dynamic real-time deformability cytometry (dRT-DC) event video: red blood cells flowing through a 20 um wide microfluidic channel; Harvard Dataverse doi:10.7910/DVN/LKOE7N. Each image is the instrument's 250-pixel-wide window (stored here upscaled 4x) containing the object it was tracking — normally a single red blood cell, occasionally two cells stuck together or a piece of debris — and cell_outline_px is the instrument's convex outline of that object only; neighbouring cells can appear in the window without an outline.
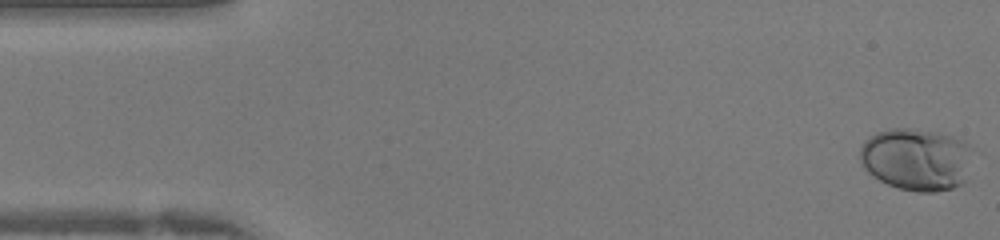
{"species": "human", "species_latin": "Homo sapiens", "temperature_condition": "warm", "stored_images_in_passage": 42, "camera_frame_rate_fps": 3000, "um_per_image_px": 0.085, "donor": {"sex": "female"}, "frame": {"image": 1, "passage_image": 1, "time_ms": 0.0, "image_size_px": [1000, 240], "cell_outline_px": [[972, 152], [968, 180], [964, 184], [952, 188], [936, 192], [916, 192], [896, 188], [872, 176], [864, 168], [860, 160], [860, 148], [864, 140], [876, 132], [892, 128], [908, 128], [940, 132], [964, 140], [972, 148]], "centroid_in_image_um": [77.93, 13.55], "position_along_channel_um": 7.1, "area_um2": 41.85}}
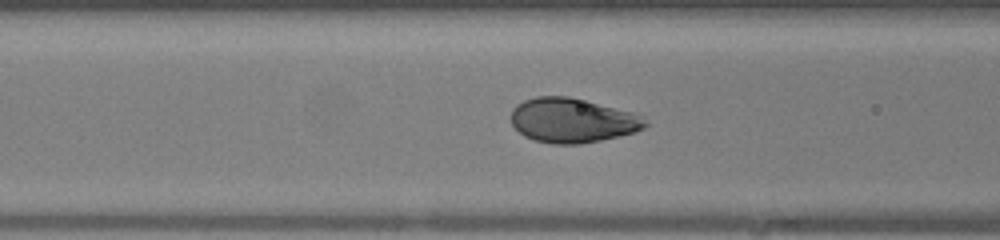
{"frame": {"image": 2, "passage_image": 16, "time_ms": 5.0, "image_size_px": [1000, 240], "cell_outline_px": [[648, 124], [644, 128], [636, 132], [620, 136], [580, 144], [552, 144], [536, 140], [524, 136], [508, 120], [508, 116], [512, 108], [516, 104], [524, 100], [536, 96], [568, 96], [632, 112], [644, 116]], "centroid_in_image_um": [48.62, 10.23], "position_along_channel_um": 118.0, "area_um2": 35.08}}
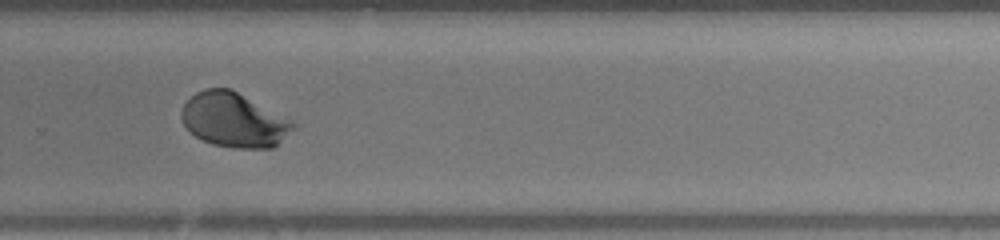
{"frame": {"image": 3, "passage_image": 28, "time_ms": 9.0, "image_size_px": [1000, 240], "cell_outline_px": [[296, 128], [272, 148], [236, 148], [212, 144], [196, 136], [180, 120], [180, 112], [184, 104], [196, 92], [204, 88], [228, 88], [292, 120], [296, 124]], "centroid_in_image_um": [19.87, 10.21], "position_along_channel_um": 309.9, "area_um2": 35.03}}